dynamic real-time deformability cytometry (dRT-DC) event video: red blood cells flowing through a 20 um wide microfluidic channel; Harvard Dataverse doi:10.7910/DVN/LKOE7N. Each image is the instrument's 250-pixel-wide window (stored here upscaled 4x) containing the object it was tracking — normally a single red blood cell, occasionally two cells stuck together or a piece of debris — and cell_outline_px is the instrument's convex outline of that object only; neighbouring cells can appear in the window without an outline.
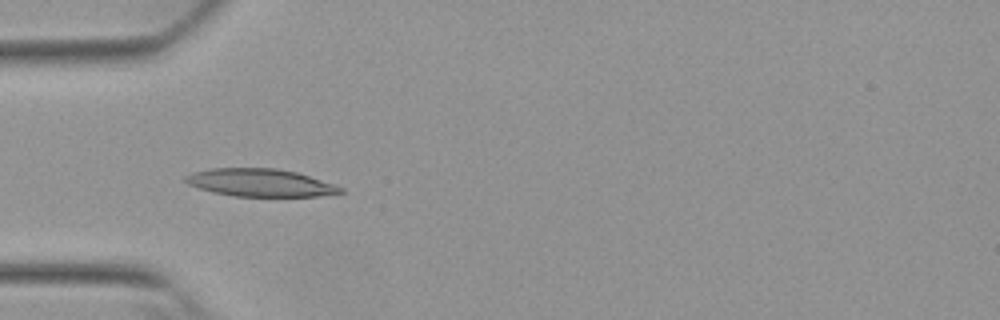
{"species": "Egyptian fruit bat (a non-hibernating species)", "species_latin": "Rousettus aegyptiacus", "temperature_condition": "warm", "stored_images_in_passage": 53, "camera_frame_rate_fps": 3000, "um_per_image_px": 0.085, "animal": {"sex": "female"}, "frame": {"image": 1, "passage_image": 17, "time_ms": 5.333, "image_size_px": [1000, 320], "cell_outline_px": [[344, 192], [320, 196], [236, 196], [212, 192], [188, 184], [184, 180], [184, 176], [192, 172], [208, 168], [276, 168], [296, 172], [344, 188]], "centroid_in_image_um": [22.07, 15.52], "position_along_channel_um": 62.9, "area_um2": 24.85}}
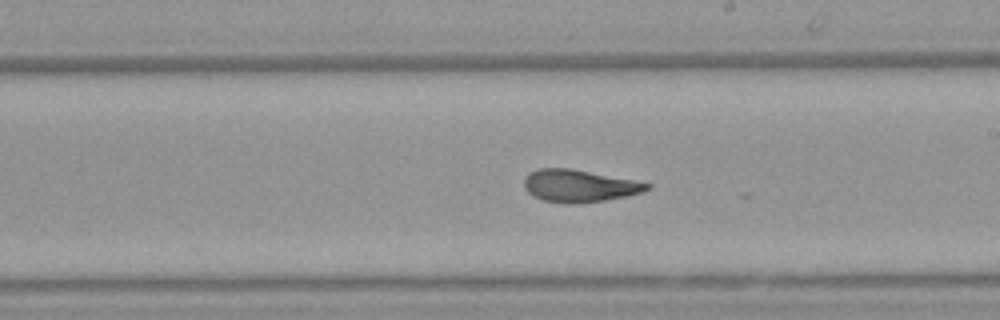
{"frame": {"image": 2, "passage_image": 31, "time_ms": 10.0, "image_size_px": [1000, 320], "cell_outline_px": [[652, 188], [640, 192], [624, 196], [604, 200], [568, 204], [564, 204], [544, 200], [532, 196], [524, 188], [524, 180], [528, 172], [540, 168], [568, 168], [636, 180], [652, 184]], "centroid_in_image_um": [49.2, 15.79], "position_along_channel_um": 239.8, "area_um2": 23.06}}
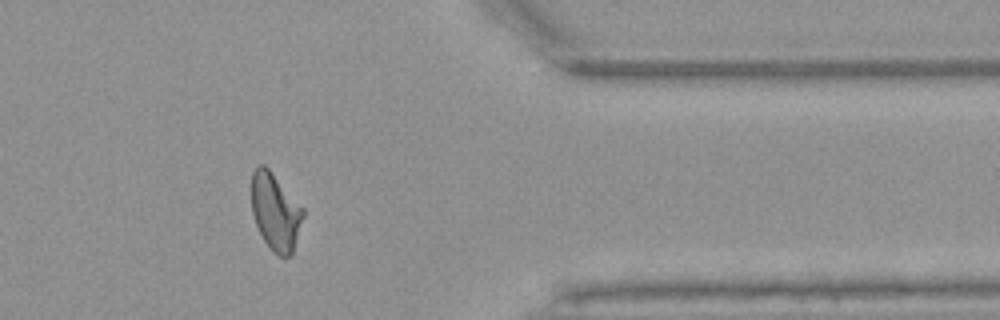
{"frame": {"image": 3, "passage_image": 44, "time_ms": 14.333, "image_size_px": [1000, 320], "cell_outline_px": [[304, 216], [292, 256], [280, 256], [272, 252], [268, 248], [256, 224], [252, 212], [252, 172], [256, 164], [264, 164], [268, 168], [304, 208]], "centroid_in_image_um": [23.42, 18.01], "position_along_channel_um": 388.0, "area_um2": 23.29}, "authors_computed_cell_mechanics": {"area_um2": 23.698, "velocity_mm_per_s": 3.8335, "shape_relaxation_time_tau1_ms": null, "shape_relaxation_time_tau2_ms": 1.9459, "deformation_change_tau1": null, "deformation_change_tau2": 0.1038}}